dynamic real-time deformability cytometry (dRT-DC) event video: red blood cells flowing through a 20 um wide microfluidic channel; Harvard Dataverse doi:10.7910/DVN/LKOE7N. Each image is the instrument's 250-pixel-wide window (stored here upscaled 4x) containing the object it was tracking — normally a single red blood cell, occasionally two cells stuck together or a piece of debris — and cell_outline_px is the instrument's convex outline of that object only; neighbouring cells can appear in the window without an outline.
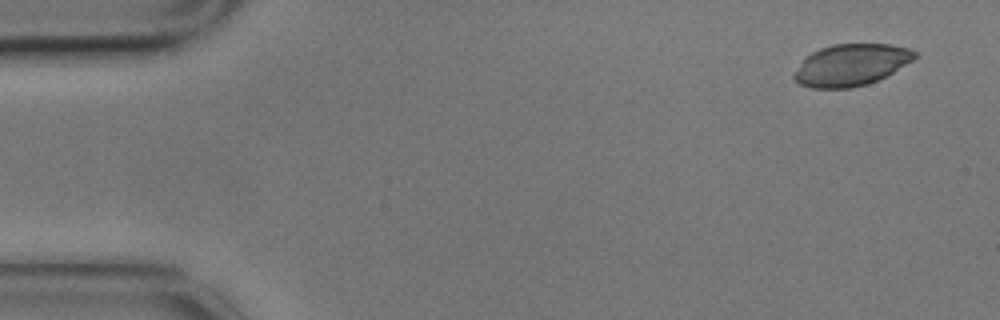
{"species": "common noctule bat (a hibernating species)", "species_latin": "Nyctalus noctula", "temperature_condition": "cold", "stored_images_in_passage": 5, "camera_frame_rate_fps": 3000, "um_per_image_px": 0.085, "animal": {"sex": "male", "body_mass_g": 17.9}, "frame": {"image": 1, "passage_image": 1, "time_ms": 0.0, "image_size_px": [1000, 320], "cell_outline_px": [[920, 52], [912, 60], [892, 72], [868, 84], [852, 88], [812, 88], [800, 84], [792, 76], [804, 60], [812, 52], [820, 48], [832, 44], [888, 44], [908, 48]], "centroid_in_image_um": [72.35, 5.51], "position_along_channel_um": 12.6, "area_um2": 28.96}}